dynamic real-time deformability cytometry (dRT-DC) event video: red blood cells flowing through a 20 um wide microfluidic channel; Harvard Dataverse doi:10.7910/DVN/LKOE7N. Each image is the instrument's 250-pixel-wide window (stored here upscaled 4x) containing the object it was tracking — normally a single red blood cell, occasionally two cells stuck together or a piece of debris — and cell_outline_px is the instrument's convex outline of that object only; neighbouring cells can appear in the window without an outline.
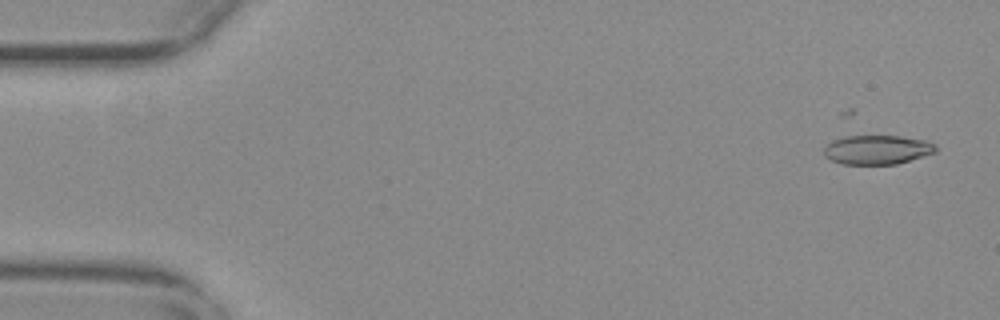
{"species": "common noctule bat (a hibernating species)", "species_latin": "Nyctalus noctula", "temperature_condition": "warm", "stored_images_in_passage": 40, "camera_frame_rate_fps": 3000, "um_per_image_px": 0.085, "animal": {"sex": "female", "body_mass_g": 29.2, "forearm_length_mm": 56.3}, "frame": {"image": 1, "passage_image": 2, "time_ms": 0.333, "image_size_px": [1000, 320], "cell_outline_px": [[936, 152], [896, 164], [840, 164], [824, 156], [824, 148], [832, 140], [844, 136], [900, 136], [928, 140], [936, 144]], "centroid_in_image_um": [74.57, 12.72], "position_along_channel_um": 10.4, "area_um2": 19.07}}
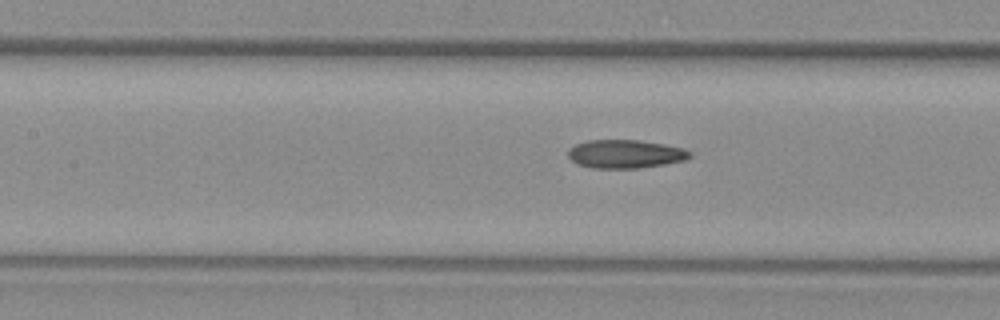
{"frame": {"image": 2, "passage_image": 24, "time_ms": 7.667, "image_size_px": [1000, 320], "cell_outline_px": [[692, 156], [688, 160], [640, 168], [592, 168], [576, 164], [568, 156], [568, 148], [576, 144], [588, 140], [640, 140], [664, 144], [684, 148], [692, 152]], "centroid_in_image_um": [53.17, 13.09], "position_along_channel_um": 154.2, "area_um2": 20.4}}
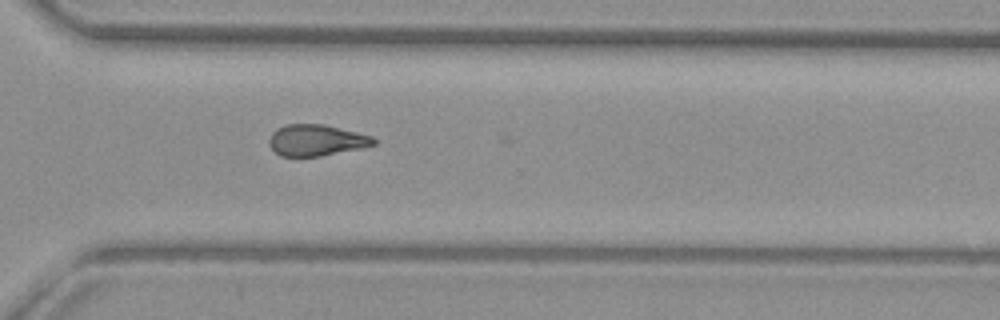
{"frame": {"image": 3, "passage_image": 39, "time_ms": 12.667, "image_size_px": [1000, 320], "cell_outline_px": [[376, 144], [360, 148], [320, 156], [280, 156], [268, 144], [268, 140], [272, 132], [276, 128], [284, 124], [324, 124], [372, 136], [376, 140]], "centroid_in_image_um": [26.85, 11.91], "position_along_channel_um": 343.8, "area_um2": 19.02}}